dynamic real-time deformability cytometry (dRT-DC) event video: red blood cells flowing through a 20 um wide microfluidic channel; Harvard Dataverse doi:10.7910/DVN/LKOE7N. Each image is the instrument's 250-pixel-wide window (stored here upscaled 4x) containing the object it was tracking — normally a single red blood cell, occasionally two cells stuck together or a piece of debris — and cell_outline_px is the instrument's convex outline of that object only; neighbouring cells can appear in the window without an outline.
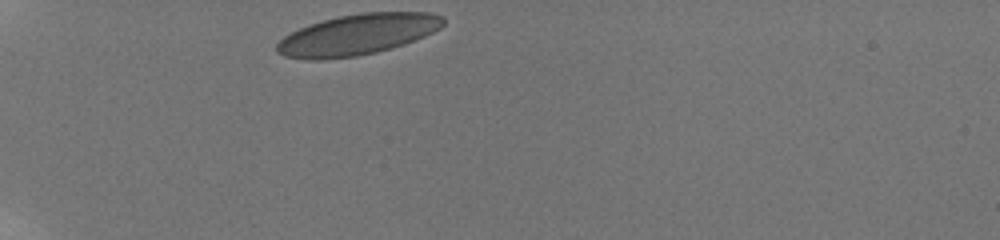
{"species": "human", "species_latin": "Homo sapiens", "temperature_condition": "room temperature", "stored_images_in_passage": 34, "camera_frame_rate_fps": 3000, "um_per_image_px": 0.085, "donor": {"sex": "male"}, "frame": {"image": 1, "passage_image": 1, "time_ms": 0.0, "image_size_px": [1000, 240], "cell_outline_px": [[444, 24], [440, 28], [424, 36], [404, 44], [376, 52], [356, 56], [316, 60], [312, 60], [284, 56], [276, 52], [276, 44], [284, 36], [308, 24], [340, 16], [360, 12], [432, 12], [444, 16]], "centroid_in_image_um": [30.39, 2.93], "position_along_channel_um": 54.6, "area_um2": 39.48}}
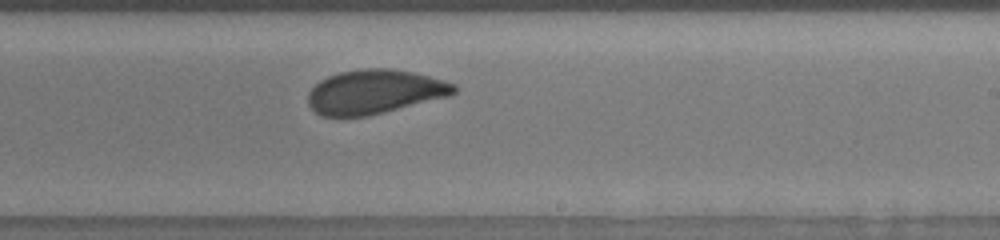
{"frame": {"image": 2, "passage_image": 21, "time_ms": 6.333, "image_size_px": [1000, 240], "cell_outline_px": [[456, 92], [452, 96], [368, 116], [320, 116], [308, 104], [308, 92], [320, 80], [328, 76], [340, 72], [364, 68], [392, 68], [412, 72], [428, 76], [456, 84]], "centroid_in_image_um": [31.86, 7.8], "position_along_channel_um": 257.1, "area_um2": 37.69}}
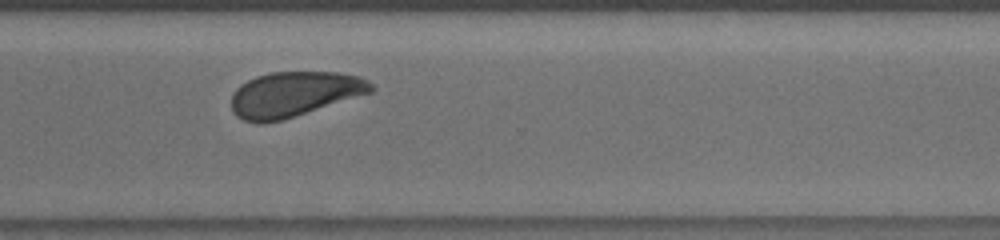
{"frame": {"image": 3, "passage_image": 27, "time_ms": 8.667, "image_size_px": [1000, 240], "cell_outline_px": [[376, 88], [372, 92], [284, 120], [264, 124], [260, 124], [244, 120], [236, 116], [232, 112], [232, 96], [236, 88], [240, 84], [256, 76], [268, 72], [340, 72], [360, 76], [368, 80]], "centroid_in_image_um": [25.0, 8.01], "position_along_channel_um": 345.6, "area_um2": 37.11}, "authors_computed_cell_mechanics": {"area_um2": 38.4948, "velocity_mm_per_s": 3.7771, "shape_relaxation_time_tau1_ms": 3.653, "shape_relaxation_time_tau2_ms": 0.8338, "deformation_change_tau1": 0.0985, "deformation_change_tau2": 0.0493}}